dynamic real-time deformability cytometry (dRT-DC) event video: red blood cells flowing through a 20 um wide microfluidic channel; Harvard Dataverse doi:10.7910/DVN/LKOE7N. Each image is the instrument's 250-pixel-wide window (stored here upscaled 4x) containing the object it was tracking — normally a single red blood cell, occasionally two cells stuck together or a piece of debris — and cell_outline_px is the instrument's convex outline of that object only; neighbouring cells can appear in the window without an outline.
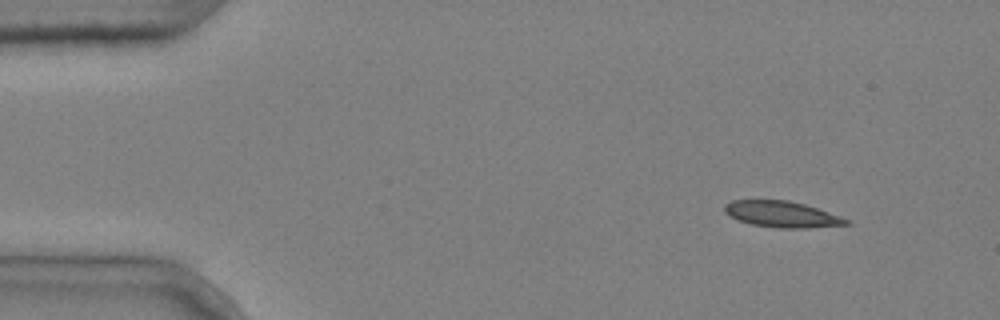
{"species": "common noctule bat (a hibernating species)", "species_latin": "Nyctalus noctula", "temperature_condition": "cold", "stored_images_in_passage": 4, "camera_frame_rate_fps": 3000, "um_per_image_px": 0.085, "animal": {"sex": "male", "body_mass_g": 20.4}, "frame": {"image": 1, "passage_image": 1, "time_ms": 0.0, "image_size_px": [1000, 320], "cell_outline_px": [[852, 224], [808, 228], [780, 228], [752, 224], [728, 216], [724, 212], [724, 204], [732, 200], [788, 200], [804, 204], [852, 220]], "centroid_in_image_um": [66.48, 18.21], "position_along_channel_um": 18.5, "area_um2": 18.55}}
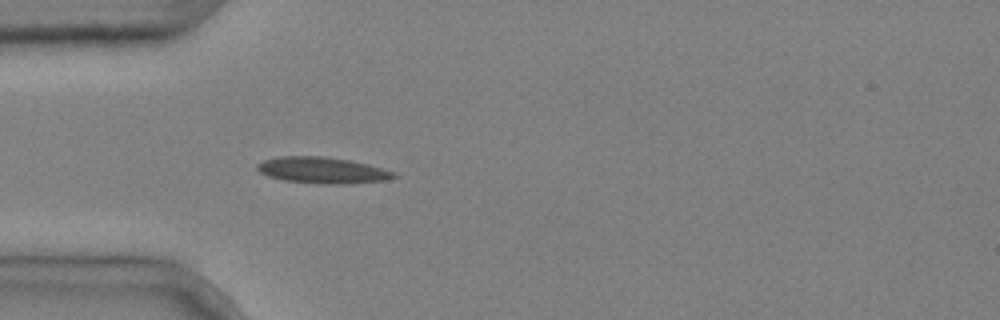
{"frame": {"image": 2, "passage_image": 4, "time_ms": 1.0, "image_size_px": [1000, 320], "cell_outline_px": [[400, 176], [388, 180], [352, 184], [316, 184], [284, 180], [268, 176], [260, 172], [256, 168], [256, 164], [264, 160], [280, 156], [324, 156], [348, 160], [368, 164], [396, 172]], "centroid_in_image_um": [27.45, 14.48], "position_along_channel_um": 57.5, "area_um2": 21.21}}